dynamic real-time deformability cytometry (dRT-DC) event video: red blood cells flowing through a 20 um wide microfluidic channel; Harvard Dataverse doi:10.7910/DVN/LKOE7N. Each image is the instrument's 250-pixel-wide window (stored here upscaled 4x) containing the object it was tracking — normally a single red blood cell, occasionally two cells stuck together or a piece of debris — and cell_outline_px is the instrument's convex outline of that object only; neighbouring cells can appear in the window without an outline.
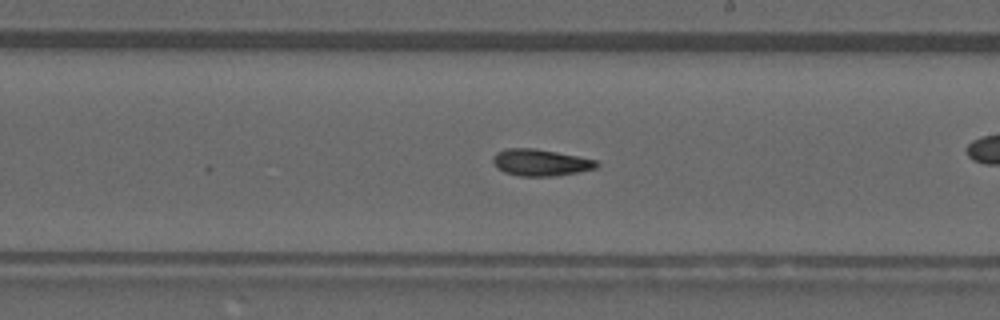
{"species": "common noctule bat (a hibernating species)", "species_latin": "Nyctalus noctula", "temperature_condition": "warm", "stored_images_in_passage": 47, "camera_frame_rate_fps": 3000, "um_per_image_px": 0.085, "animal": {"sex": "male", "forearm_length_mm": 52.5}, "frame": {"image": 1, "passage_image": 27, "time_ms": 8.667, "image_size_px": [1000, 320], "cell_outline_px": [[600, 164], [596, 168], [576, 172], [552, 176], [520, 176], [504, 172], [496, 168], [492, 160], [492, 156], [496, 152], [508, 148], [536, 148], [580, 156], [596, 160]], "centroid_in_image_um": [45.92, 13.8], "position_along_channel_um": 243.1, "area_um2": 16.24}}